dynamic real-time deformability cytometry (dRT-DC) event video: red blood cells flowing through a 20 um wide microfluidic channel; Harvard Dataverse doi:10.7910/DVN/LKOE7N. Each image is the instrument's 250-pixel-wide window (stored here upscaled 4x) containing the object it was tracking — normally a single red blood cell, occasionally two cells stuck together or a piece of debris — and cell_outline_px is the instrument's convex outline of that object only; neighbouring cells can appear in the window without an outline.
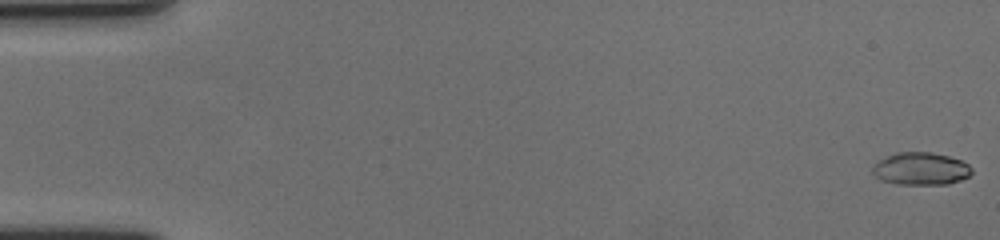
{"species": "human", "species_latin": "Homo sapiens", "temperature_condition": "cold", "stored_images_in_passage": 59, "camera_frame_rate_fps": 3000, "um_per_image_px": 0.085, "donor": {"sex": "female"}, "frame": {"image": 1, "passage_image": 1, "time_ms": 0.0, "image_size_px": [1000, 240], "cell_outline_px": [[972, 172], [968, 176], [960, 180], [948, 184], [896, 184], [880, 180], [872, 172], [872, 168], [876, 160], [896, 152], [932, 152], [948, 156], [960, 160], [968, 164], [972, 168]], "centroid_in_image_um": [78.23, 14.33], "position_along_channel_um": 6.8, "area_um2": 18.96}}
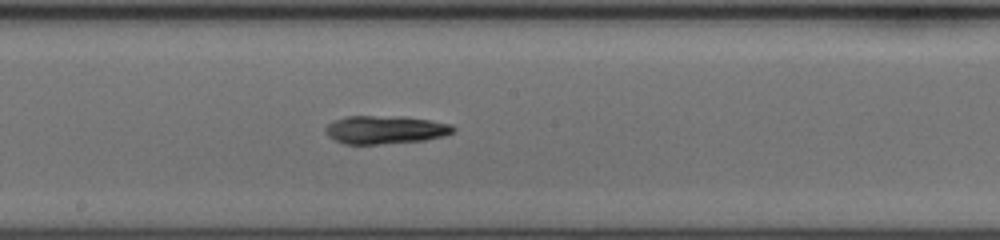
{"frame": {"image": 2, "passage_image": 33, "time_ms": 10.667, "image_size_px": [1000, 240], "cell_outline_px": [[456, 128], [452, 132], [444, 136], [424, 140], [380, 144], [344, 144], [328, 136], [324, 132], [324, 128], [328, 124], [336, 120], [348, 116], [404, 116], [432, 120], [452, 124]], "centroid_in_image_um": [32.76, 11.02], "position_along_channel_um": 215.4, "area_um2": 21.1}}
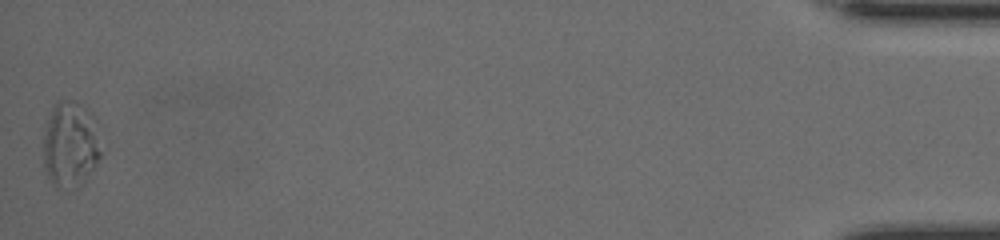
{"frame": {"image": 3, "passage_image": 59, "time_ms": 19.333, "image_size_px": [1000, 240], "cell_outline_px": [[104, 152], [84, 184], [80, 188], [68, 192], [56, 188], [48, 180], [44, 164], [44, 136], [48, 120], [52, 108], [56, 100], [72, 100], [92, 112], [96, 120]], "centroid_in_image_um": [6.04, 12.36], "position_along_channel_um": 429.2, "area_um2": 30.11}, "authors_computed_cell_mechanics": {"area_um2": 20.1722, "velocity_mm_per_s": 3.5766, "shape_relaxation_time_tau1_ms": 5.2276, "shape_relaxation_time_tau2_ms": 5.4072, "deformation_change_tau1": 0.2672, "deformation_change_tau2": 0.1482}}